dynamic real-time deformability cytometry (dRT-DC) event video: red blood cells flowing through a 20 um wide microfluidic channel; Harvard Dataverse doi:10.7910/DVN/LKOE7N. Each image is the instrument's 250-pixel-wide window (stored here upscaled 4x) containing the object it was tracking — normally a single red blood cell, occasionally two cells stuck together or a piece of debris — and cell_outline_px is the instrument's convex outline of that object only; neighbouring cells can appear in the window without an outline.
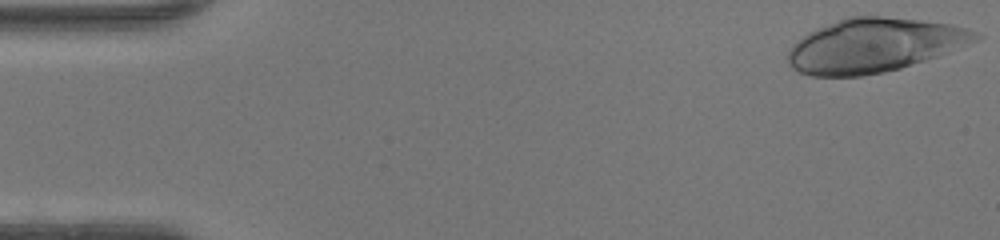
{"species": "human", "species_latin": "Homo sapiens", "temperature_condition": "warm", "stored_images_in_passage": 47, "camera_frame_rate_fps": 3000, "um_per_image_px": 0.085, "donor": {"sex": "female"}, "frame": {"image": 1, "passage_image": 1, "time_ms": 0.0, "image_size_px": [1000, 240], "cell_outline_px": [[984, 36], [980, 40], [936, 56], [900, 68], [884, 72], [860, 76], [812, 76], [800, 72], [792, 68], [788, 64], [788, 52], [792, 44], [796, 40], [808, 32], [816, 28], [848, 16], [880, 16], [920, 20], [952, 24], [976, 32]], "centroid_in_image_um": [74.27, 3.85], "position_along_channel_um": 10.7, "area_um2": 58.78}}
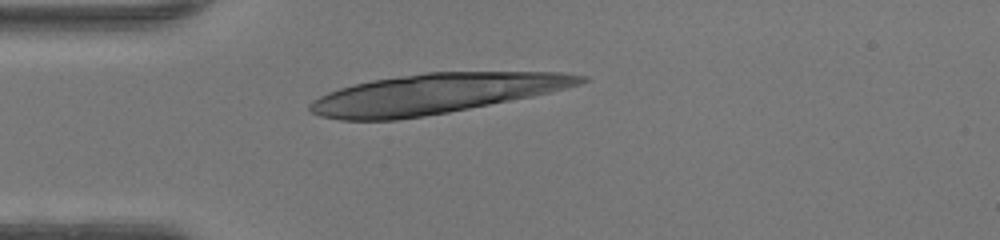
{"frame": {"image": 2, "passage_image": 12, "time_ms": 3.667, "image_size_px": [1000, 240], "cell_outline_px": [[588, 80], [580, 84], [532, 96], [448, 112], [424, 116], [396, 120], [340, 120], [320, 116], [312, 112], [308, 108], [308, 104], [312, 100], [328, 92], [352, 84], [372, 80], [424, 72], [560, 72], [588, 76]], "centroid_in_image_um": [36.95, 7.96], "position_along_channel_um": 48.0, "area_um2": 62.66}}